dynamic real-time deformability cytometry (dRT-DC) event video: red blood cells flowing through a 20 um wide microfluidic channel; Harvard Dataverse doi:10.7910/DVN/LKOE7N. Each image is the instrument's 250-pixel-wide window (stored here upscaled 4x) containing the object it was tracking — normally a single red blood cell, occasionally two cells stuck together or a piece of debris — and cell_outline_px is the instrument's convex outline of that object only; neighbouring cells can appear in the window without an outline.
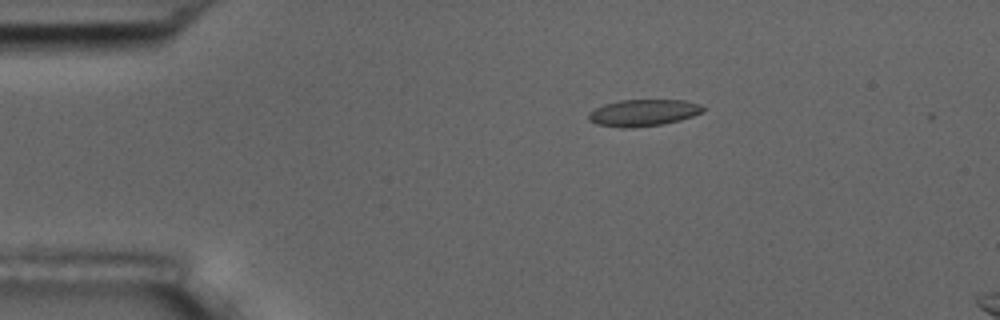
{"species": "common noctule bat (a hibernating species)", "species_latin": "Nyctalus noctula", "temperature_condition": "room temperature", "stored_images_in_passage": 8, "camera_frame_rate_fps": 3000, "um_per_image_px": 0.085, "animal": {"sex": "male", "body_mass_g": 17.5, "forearm_length_mm": 52.3}, "frame": {"image": 1, "passage_image": 2, "time_ms": 0.333, "image_size_px": [1000, 320], "cell_outline_px": [[704, 112], [680, 120], [664, 124], [628, 128], [620, 128], [596, 124], [588, 120], [588, 112], [604, 104], [620, 100], [684, 100], [700, 104], [704, 108]], "centroid_in_image_um": [54.66, 9.59], "position_along_channel_um": 30.3, "area_um2": 17.92}}